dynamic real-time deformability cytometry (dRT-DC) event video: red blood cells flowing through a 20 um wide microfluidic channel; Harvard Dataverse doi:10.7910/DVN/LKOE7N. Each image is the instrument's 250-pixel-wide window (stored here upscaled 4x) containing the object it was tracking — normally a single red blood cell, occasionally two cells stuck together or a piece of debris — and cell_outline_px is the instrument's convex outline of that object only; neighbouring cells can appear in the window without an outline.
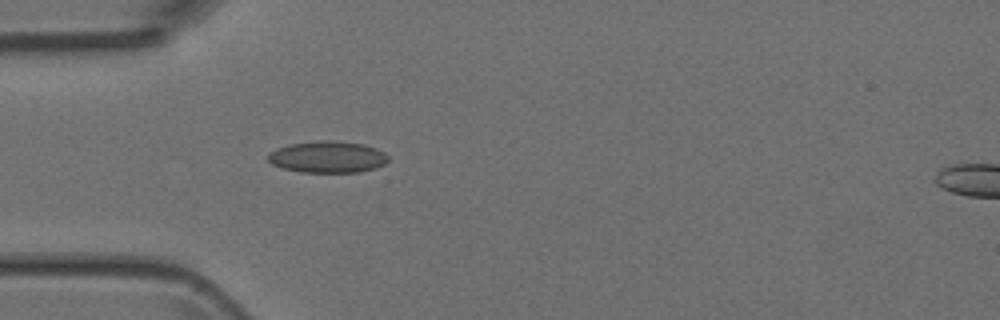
{"species": "Egyptian fruit bat (a non-hibernating species)", "species_latin": "Rousettus aegyptiacus", "temperature_condition": "room temperature", "stored_images_in_passage": 1, "camera_frame_rate_fps": 3000, "um_per_image_px": 0.085, "animal": {"sex": "female"}, "frame": {"image": 1, "passage_image": 1, "time_ms": 0.0, "image_size_px": [1000, 320], "cell_outline_px": [[388, 160], [384, 164], [376, 168], [360, 172], [300, 172], [284, 168], [272, 164], [268, 160], [268, 152], [276, 148], [292, 144], [320, 140], [332, 140], [364, 144], [376, 148], [384, 152], [388, 156]], "centroid_in_image_um": [27.86, 13.34], "position_along_channel_um": 57.1, "area_um2": 22.2}}